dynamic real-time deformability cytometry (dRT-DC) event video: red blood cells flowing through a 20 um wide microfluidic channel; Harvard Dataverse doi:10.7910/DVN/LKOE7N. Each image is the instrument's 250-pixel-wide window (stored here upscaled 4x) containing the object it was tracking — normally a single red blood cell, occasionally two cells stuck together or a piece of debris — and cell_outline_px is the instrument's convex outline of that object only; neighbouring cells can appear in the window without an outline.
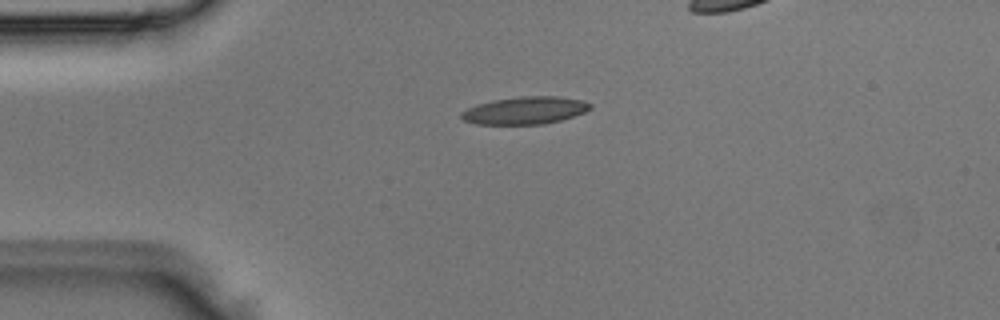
{"species": "Egyptian fruit bat (a non-hibernating species)", "species_latin": "Rousettus aegyptiacus", "temperature_condition": "room temperature", "stored_images_in_passage": 2, "camera_frame_rate_fps": 3000, "um_per_image_px": 0.085, "animal": {"sex": "male"}, "frame": {"image": 1, "passage_image": 1, "time_ms": 0.0, "image_size_px": [1000, 320], "cell_outline_px": [[592, 108], [584, 112], [560, 120], [544, 124], [476, 124], [464, 120], [460, 116], [460, 112], [476, 104], [492, 100], [520, 96], [560, 96], [580, 100], [592, 104]], "centroid_in_image_um": [44.6, 9.38], "position_along_channel_um": 40.4, "area_um2": 20.63}}